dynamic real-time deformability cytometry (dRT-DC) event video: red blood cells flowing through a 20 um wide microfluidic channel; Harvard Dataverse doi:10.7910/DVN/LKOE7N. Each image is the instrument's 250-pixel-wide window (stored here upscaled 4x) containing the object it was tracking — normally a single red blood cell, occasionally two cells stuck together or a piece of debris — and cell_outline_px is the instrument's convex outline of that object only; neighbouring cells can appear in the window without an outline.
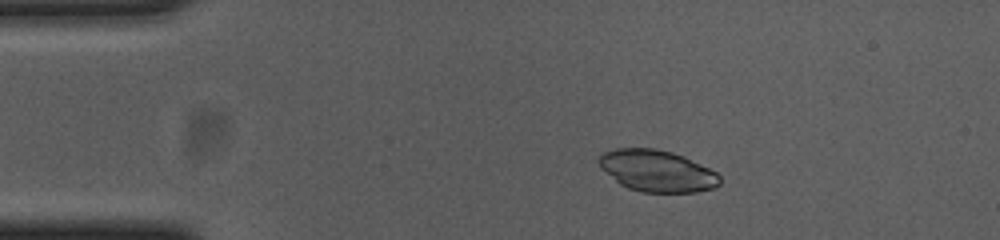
{"species": "common noctule bat (a hibernating species)", "species_latin": "Nyctalus noctula", "temperature_condition": "cold", "stored_images_in_passage": 52, "camera_frame_rate_fps": 3000, "um_per_image_px": 0.085, "animal": {"sex": "female", "body_mass_g": 23.0, "forearm_length_mm": 53.4}, "frame": {"image": 1, "passage_image": 7, "time_ms": 2.0, "image_size_px": [1000, 240], "cell_outline_px": [[720, 184], [712, 188], [696, 192], [640, 192], [628, 188], [620, 184], [600, 168], [596, 160], [604, 152], [616, 148], [656, 148], [672, 152], [684, 156], [716, 172], [720, 176]], "centroid_in_image_um": [55.82, 14.52], "position_along_channel_um": 29.2, "area_um2": 29.36}}